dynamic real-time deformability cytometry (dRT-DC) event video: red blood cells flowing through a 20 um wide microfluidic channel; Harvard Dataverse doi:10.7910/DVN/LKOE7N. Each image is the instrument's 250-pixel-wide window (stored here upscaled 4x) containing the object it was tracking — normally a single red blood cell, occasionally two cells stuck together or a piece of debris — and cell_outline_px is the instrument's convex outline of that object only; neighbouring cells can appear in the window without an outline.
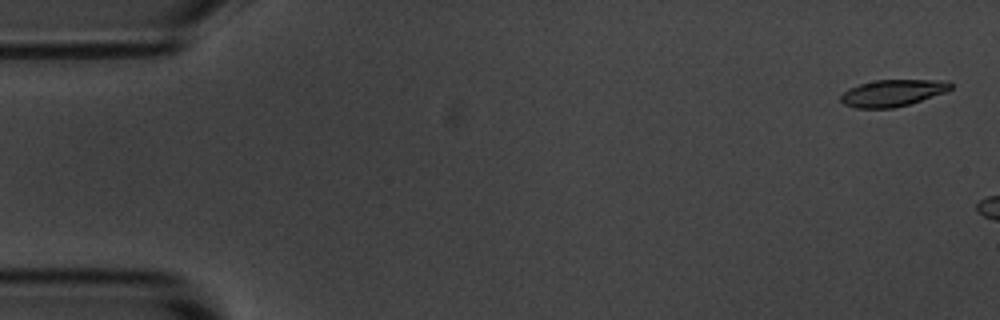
{"species": "common noctule bat (a hibernating species)", "species_latin": "Nyctalus noctula", "temperature_condition": "room temperature", "stored_images_in_passage": 3, "camera_frame_rate_fps": 3000, "um_per_image_px": 0.085, "animal": {"sex": "male", "body_mass_g": 20.1, "forearm_length_mm": 53.5}, "frame": {"image": 1, "passage_image": 1, "time_ms": 0.0, "image_size_px": [1000, 320], "cell_outline_px": [[952, 88], [944, 92], [908, 104], [892, 108], [856, 108], [844, 104], [840, 100], [840, 96], [848, 88], [860, 84], [876, 80], [948, 80], [952, 84]], "centroid_in_image_um": [75.84, 7.89], "position_along_channel_um": 9.2, "area_um2": 16.94}}